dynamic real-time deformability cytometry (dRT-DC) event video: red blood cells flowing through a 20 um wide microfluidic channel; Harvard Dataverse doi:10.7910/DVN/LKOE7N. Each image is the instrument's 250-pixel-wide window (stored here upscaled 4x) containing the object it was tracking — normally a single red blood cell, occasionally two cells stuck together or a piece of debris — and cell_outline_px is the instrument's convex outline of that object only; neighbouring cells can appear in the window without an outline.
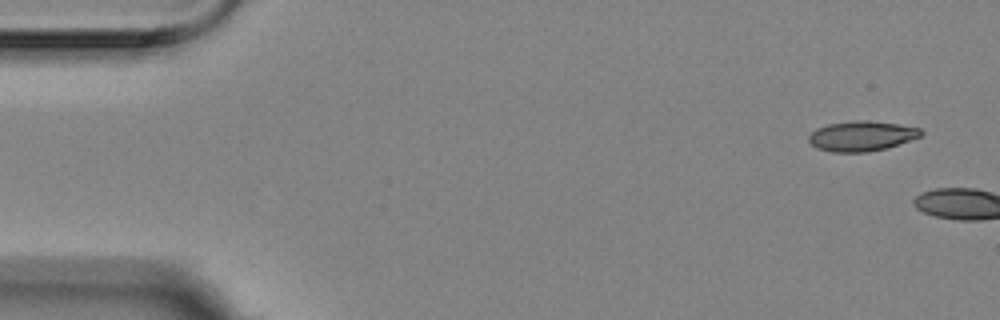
{"species": "Egyptian fruit bat (a non-hibernating species)", "species_latin": "Rousettus aegyptiacus", "temperature_condition": "room temperature", "stored_images_in_passage": 7, "camera_frame_rate_fps": 3000, "um_per_image_px": 0.085, "animal": {"sex": "female"}, "frame": {"image": 1, "passage_image": 1, "time_ms": 0.0, "image_size_px": [1000, 320], "cell_outline_px": [[924, 132], [920, 136], [884, 148], [868, 152], [832, 152], [816, 148], [808, 140], [808, 136], [816, 128], [828, 124], [852, 120], [868, 120], [896, 124], [920, 128]], "centroid_in_image_um": [73.18, 11.55], "position_along_channel_um": 11.8, "area_um2": 19.48}}
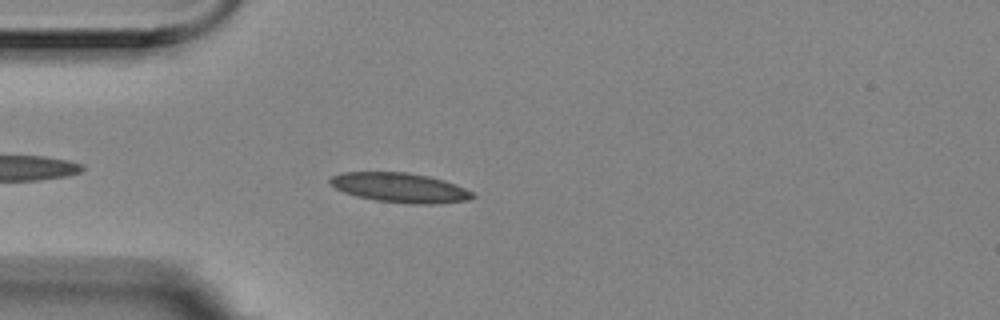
{"frame": {"image": 2, "passage_image": 7, "time_ms": 2.0, "image_size_px": [1000, 320], "cell_outline_px": [[476, 196], [468, 200], [436, 204], [408, 204], [376, 200], [356, 196], [344, 192], [336, 188], [328, 180], [332, 176], [340, 172], [408, 172], [428, 176], [444, 180], [464, 188], [472, 192]], "centroid_in_image_um": [34.0, 15.95], "position_along_channel_um": 51.0, "area_um2": 24.57}}